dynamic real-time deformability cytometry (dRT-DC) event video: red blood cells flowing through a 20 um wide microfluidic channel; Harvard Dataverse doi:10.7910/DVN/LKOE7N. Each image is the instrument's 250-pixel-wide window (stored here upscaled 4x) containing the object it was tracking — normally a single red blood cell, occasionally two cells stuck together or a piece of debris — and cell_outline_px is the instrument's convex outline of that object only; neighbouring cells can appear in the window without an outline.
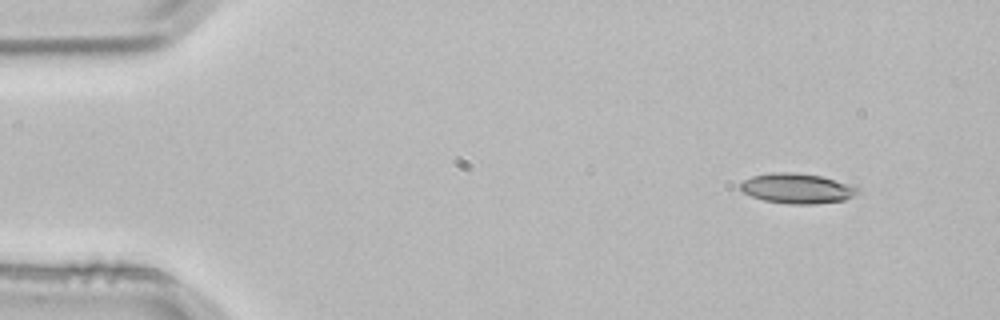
{"species": "common noctule bat (a hibernating species)", "species_latin": "Nyctalus noctula", "temperature_condition": "room temperature", "stored_images_in_passage": 3, "camera_frame_rate_fps": 3000, "um_per_image_px": 0.085, "animal": {"sex": "male", "body_mass_g": 21.5, "forearm_length_mm": 52.0}, "frame": {"image": 1, "passage_image": 1, "time_ms": 0.0, "image_size_px": [1000, 320], "cell_outline_px": [[860, 192], [844, 200], [812, 204], [788, 204], [764, 200], [752, 196], [744, 192], [740, 188], [740, 184], [744, 180], [752, 176], [772, 172], [792, 172], [820, 176], [848, 184], [860, 188]], "centroid_in_image_um": [67.74, 16.01], "position_along_channel_um": 17.3, "area_um2": 20.35}}
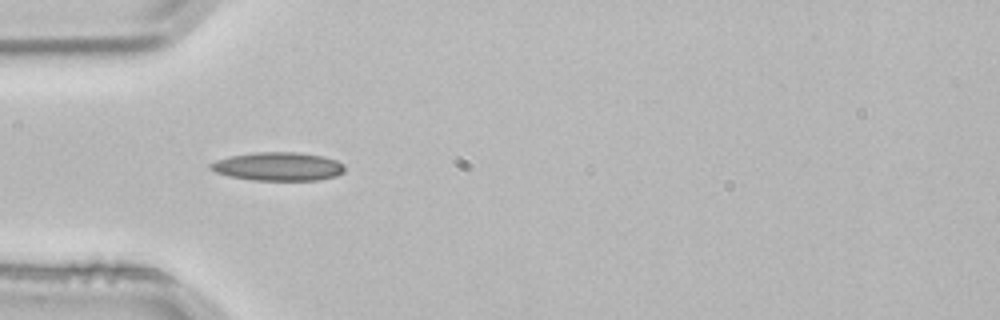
{"frame": {"image": 2, "passage_image": 3, "time_ms": 0.667, "image_size_px": [1000, 320], "cell_outline_px": [[344, 172], [336, 176], [320, 180], [252, 180], [228, 176], [216, 172], [208, 168], [208, 164], [216, 160], [228, 156], [256, 152], [296, 152], [324, 156], [336, 160], [344, 164]], "centroid_in_image_um": [23.63, 14.15], "position_along_channel_um": 61.4, "area_um2": 22.48}}